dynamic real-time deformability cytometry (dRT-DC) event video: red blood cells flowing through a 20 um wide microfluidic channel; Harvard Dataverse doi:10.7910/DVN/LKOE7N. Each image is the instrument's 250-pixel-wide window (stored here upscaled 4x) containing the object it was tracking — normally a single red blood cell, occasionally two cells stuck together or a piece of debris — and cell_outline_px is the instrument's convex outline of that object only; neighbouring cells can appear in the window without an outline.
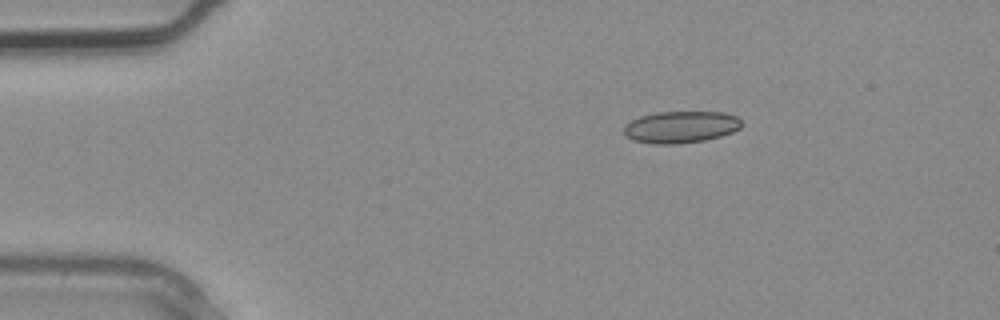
{"species": "common noctule bat (a hibernating species)", "species_latin": "Nyctalus noctula", "temperature_condition": "warm", "stored_images_in_passage": 2, "camera_frame_rate_fps": 3000, "um_per_image_px": 0.085, "animal": {"sex": "male", "body_mass_g": 20.4}, "frame": {"image": 1, "passage_image": 1, "time_ms": 0.0, "image_size_px": [1000, 320], "cell_outline_px": [[740, 128], [732, 132], [720, 136], [704, 140], [676, 144], [652, 144], [632, 140], [624, 132], [624, 124], [640, 116], [656, 112], [724, 112], [736, 116], [740, 120]], "centroid_in_image_um": [57.84, 10.79], "position_along_channel_um": 27.2, "area_um2": 21.79}}